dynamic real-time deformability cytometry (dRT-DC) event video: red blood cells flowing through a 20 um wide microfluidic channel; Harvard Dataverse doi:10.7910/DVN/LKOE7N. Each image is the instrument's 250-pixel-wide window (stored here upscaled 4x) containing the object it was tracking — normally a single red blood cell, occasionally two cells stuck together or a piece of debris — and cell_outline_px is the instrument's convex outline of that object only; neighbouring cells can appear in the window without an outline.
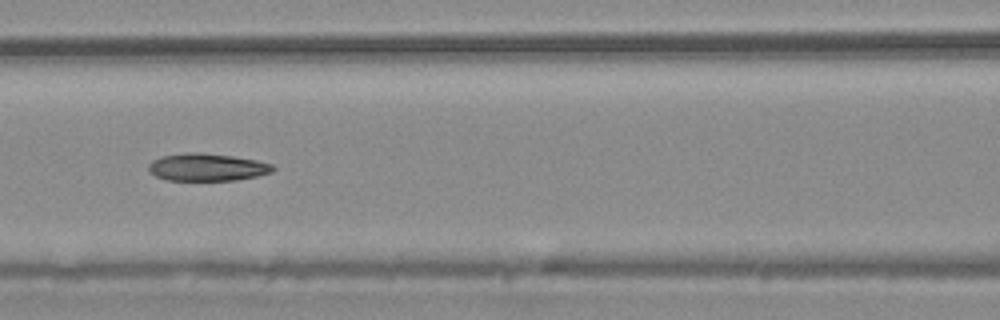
{"species": "common noctule bat (a hibernating species)", "species_latin": "Nyctalus noctula", "temperature_condition": "warm", "stored_images_in_passage": 22, "camera_frame_rate_fps": 3000, "um_per_image_px": 0.085, "animal": {"sex": "male", "body_mass_g": 20.4}, "frame": {"image": 1, "passage_image": 13, "time_ms": 4.0, "image_size_px": [1000, 320], "cell_outline_px": [[276, 168], [272, 172], [256, 176], [236, 180], [164, 180], [156, 176], [148, 168], [148, 164], [152, 160], [160, 156], [188, 152], [200, 152], [232, 156], [256, 160], [272, 164]], "centroid_in_image_um": [17.59, 14.2], "position_along_channel_um": 149.0, "area_um2": 19.94}}
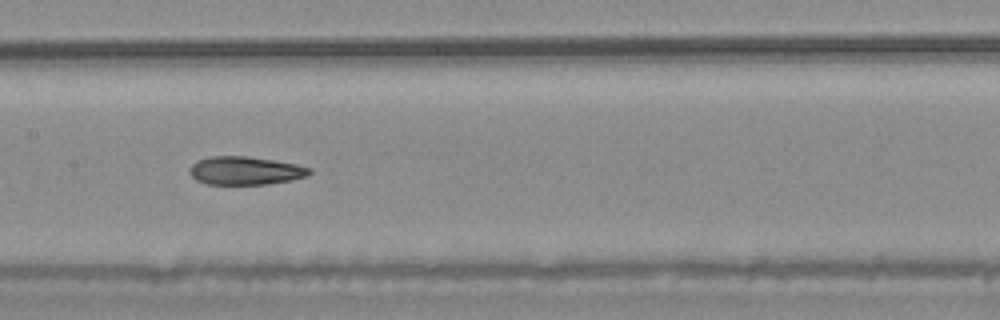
{"frame": {"image": 2, "passage_image": 16, "time_ms": 5.0, "image_size_px": [1000, 320], "cell_outline_px": [[312, 172], [304, 176], [288, 180], [268, 184], [204, 184], [196, 180], [188, 172], [188, 168], [196, 160], [212, 156], [244, 156], [272, 160], [296, 164], [312, 168]], "centroid_in_image_um": [20.78, 14.5], "position_along_channel_um": 186.6, "area_um2": 19.65}}